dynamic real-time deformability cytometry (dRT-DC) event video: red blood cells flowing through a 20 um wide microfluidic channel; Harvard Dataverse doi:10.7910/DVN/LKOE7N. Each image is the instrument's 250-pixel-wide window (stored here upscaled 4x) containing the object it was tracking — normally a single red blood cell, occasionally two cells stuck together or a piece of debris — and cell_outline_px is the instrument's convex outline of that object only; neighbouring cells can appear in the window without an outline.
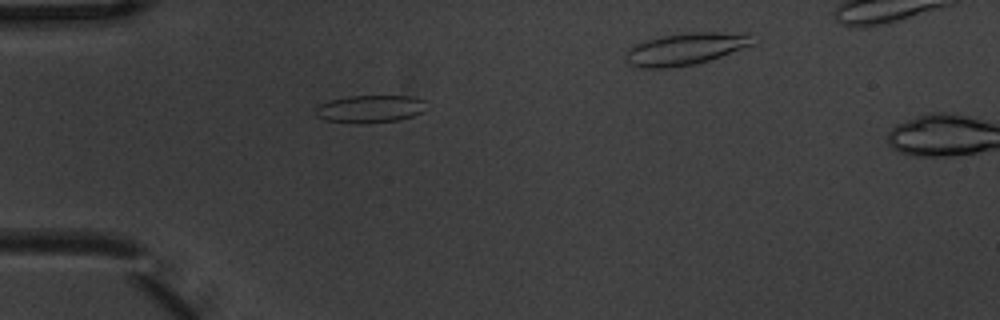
{"species": "common noctule bat (a hibernating species)", "species_latin": "Nyctalus noctula", "temperature_condition": "warm", "stored_images_in_passage": 4, "camera_frame_rate_fps": 3000, "um_per_image_px": 0.085, "animal": {"sex": "male", "body_mass_g": 20.1, "forearm_length_mm": 53.5}, "frame": {"image": 1, "passage_image": 3, "time_ms": 0.667, "image_size_px": [1000, 320], "cell_outline_px": [[424, 112], [400, 120], [324, 120], [316, 116], [316, 108], [320, 104], [332, 100], [348, 96], [412, 96], [424, 100]], "centroid_in_image_um": [31.51, 9.2], "position_along_channel_um": 53.5, "area_um2": 16.7}}